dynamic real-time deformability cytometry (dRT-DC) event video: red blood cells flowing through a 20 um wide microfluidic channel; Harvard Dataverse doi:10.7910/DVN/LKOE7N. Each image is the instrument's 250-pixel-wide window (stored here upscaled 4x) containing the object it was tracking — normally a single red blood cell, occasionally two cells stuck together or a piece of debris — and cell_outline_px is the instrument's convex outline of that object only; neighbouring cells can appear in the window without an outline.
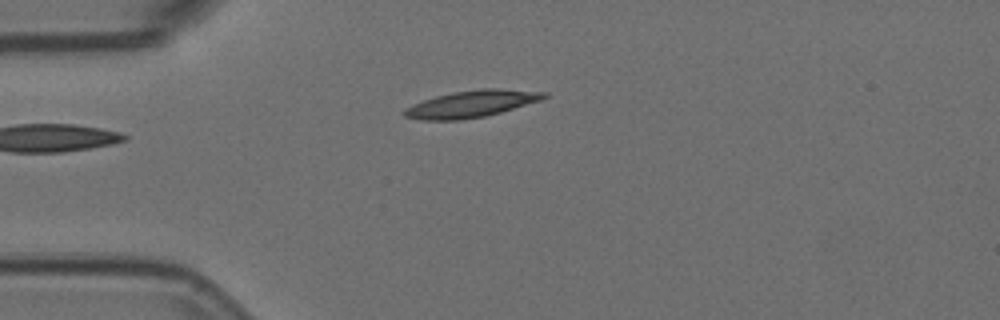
{"species": "Egyptian fruit bat (a non-hibernating species)", "species_latin": "Rousettus aegyptiacus", "temperature_condition": "room temperature", "stored_images_in_passage": 1, "camera_frame_rate_fps": 3000, "um_per_image_px": 0.085, "animal": {"sex": "female"}, "frame": {"image": 1, "passage_image": 1, "time_ms": 0.0, "image_size_px": [1000, 320], "cell_outline_px": [[548, 96], [544, 100], [500, 112], [484, 116], [460, 120], [420, 120], [404, 116], [404, 108], [412, 104], [436, 96], [452, 92], [480, 88], [500, 88], [548, 92]], "centroid_in_image_um": [40.12, 8.82], "position_along_channel_um": 44.9, "area_um2": 22.02}}